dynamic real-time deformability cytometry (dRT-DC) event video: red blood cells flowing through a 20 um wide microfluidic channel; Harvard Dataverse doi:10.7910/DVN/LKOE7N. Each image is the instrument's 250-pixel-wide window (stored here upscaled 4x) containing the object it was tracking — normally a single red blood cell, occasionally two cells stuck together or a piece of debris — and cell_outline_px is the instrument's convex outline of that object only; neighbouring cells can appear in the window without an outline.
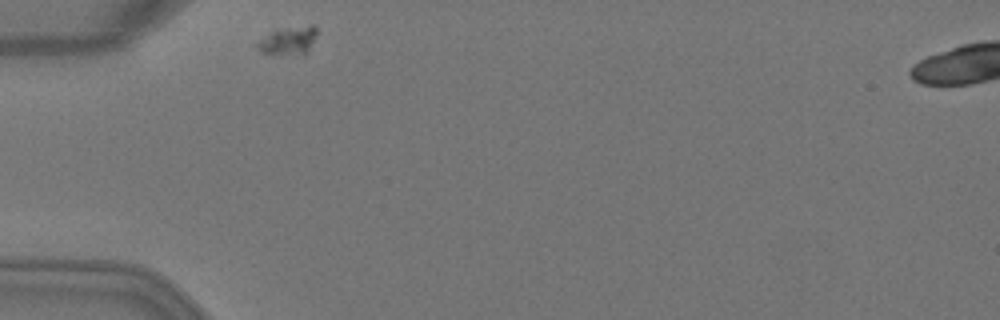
{"species": "Egyptian fruit bat (a non-hibernating species)", "species_latin": "Rousettus aegyptiacus", "temperature_condition": "warm", "stored_images_in_passage": 2, "camera_frame_rate_fps": 3000, "um_per_image_px": 0.085, "animal": {"sex": "female"}, "frame": {"image": 1, "passage_image": 1, "time_ms": 0.0, "image_size_px": [1000, 320], "cell_outline_px": [[316, 36], [308, 52], [304, 56], [260, 52], [256, 48], [256, 44], [260, 40], [276, 28], [312, 24], [316, 28]], "centroid_in_image_um": [24.54, 3.45], "position_along_channel_um": 60.5, "area_um2": 10.06}}